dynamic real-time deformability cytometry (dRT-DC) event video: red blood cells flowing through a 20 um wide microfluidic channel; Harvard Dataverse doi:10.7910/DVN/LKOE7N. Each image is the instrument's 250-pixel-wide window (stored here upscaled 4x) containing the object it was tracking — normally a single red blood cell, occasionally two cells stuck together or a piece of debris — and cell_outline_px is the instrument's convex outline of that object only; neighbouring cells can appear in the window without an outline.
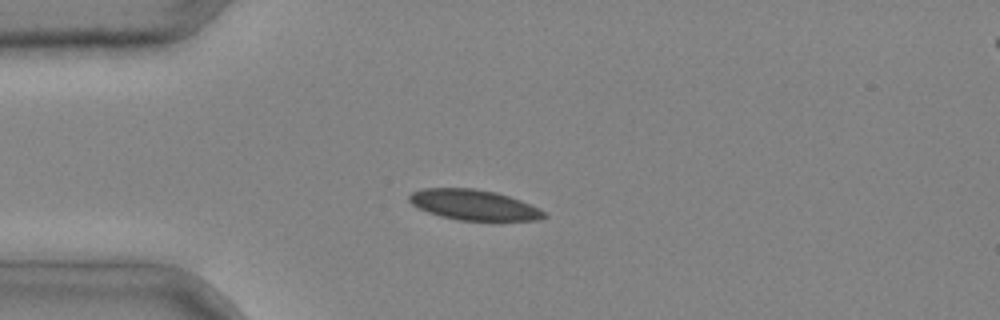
{"species": "common noctule bat (a hibernating species)", "species_latin": "Nyctalus noctula", "temperature_condition": "cold", "stored_images_in_passage": 3, "camera_frame_rate_fps": 3000, "um_per_image_px": 0.085, "animal": {"sex": "male", "body_mass_g": 20.4}, "frame": {"image": 1, "passage_image": 2, "time_ms": 0.333, "image_size_px": [1000, 320], "cell_outline_px": [[548, 216], [540, 220], [460, 220], [440, 216], [428, 212], [412, 204], [408, 200], [408, 196], [412, 192], [424, 188], [476, 188], [496, 192], [520, 200], [540, 208]], "centroid_in_image_um": [40.28, 17.41], "position_along_channel_um": 44.7, "area_um2": 23.81}}